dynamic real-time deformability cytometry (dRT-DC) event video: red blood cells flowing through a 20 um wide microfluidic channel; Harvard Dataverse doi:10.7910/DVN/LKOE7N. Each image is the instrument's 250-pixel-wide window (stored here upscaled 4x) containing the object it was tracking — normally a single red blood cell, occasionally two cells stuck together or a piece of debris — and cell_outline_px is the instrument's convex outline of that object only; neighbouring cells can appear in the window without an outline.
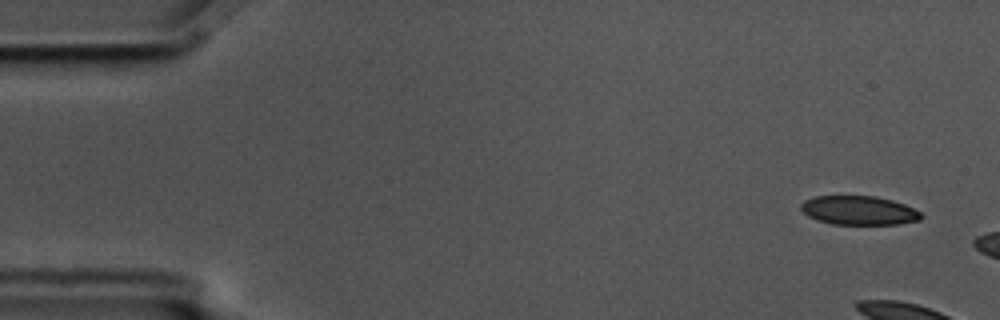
{"species": "common noctule bat (a hibernating species)", "species_latin": "Nyctalus noctula", "temperature_condition": "cold", "stored_images_in_passage": 6, "camera_frame_rate_fps": 3000, "um_per_image_px": 0.085, "animal": {"sex": "male", "body_mass_g": 17.5, "forearm_length_mm": 52.3}, "frame": {"image": 1, "passage_image": 1, "time_ms": 0.0, "image_size_px": [1000, 320], "cell_outline_px": [[924, 216], [920, 220], [900, 224], [832, 224], [816, 220], [808, 216], [800, 208], [800, 204], [804, 200], [816, 196], [876, 196], [892, 200], [904, 204], [920, 212]], "centroid_in_image_um": [73.0, 17.89], "position_along_channel_um": 12.0, "area_um2": 20.35}}